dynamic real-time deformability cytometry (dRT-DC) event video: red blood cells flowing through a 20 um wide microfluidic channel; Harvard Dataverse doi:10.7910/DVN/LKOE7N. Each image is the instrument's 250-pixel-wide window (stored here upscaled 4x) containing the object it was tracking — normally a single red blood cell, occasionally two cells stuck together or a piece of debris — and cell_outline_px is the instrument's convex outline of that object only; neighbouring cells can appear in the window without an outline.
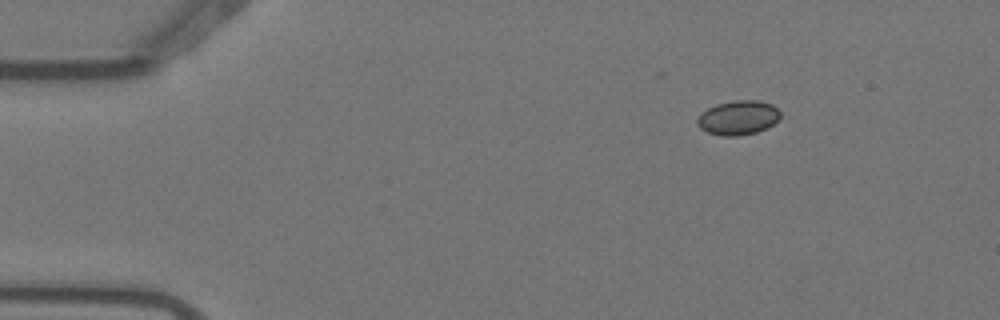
{"species": "Egyptian fruit bat (a non-hibernating species)", "species_latin": "Rousettus aegyptiacus", "temperature_condition": "warm", "stored_images_in_passage": 7, "camera_frame_rate_fps": 3000, "um_per_image_px": 0.085, "animal": {"sex": "female"}, "frame": {"image": 1, "passage_image": 3, "time_ms": 0.667, "image_size_px": [1000, 320], "cell_outline_px": [[780, 116], [768, 128], [756, 132], [736, 136], [724, 136], [708, 132], [700, 128], [696, 124], [696, 120], [708, 108], [716, 104], [732, 100], [756, 100], [772, 104], [780, 112]], "centroid_in_image_um": [62.74, 10.0], "position_along_channel_um": 22.3, "area_um2": 16.47}}
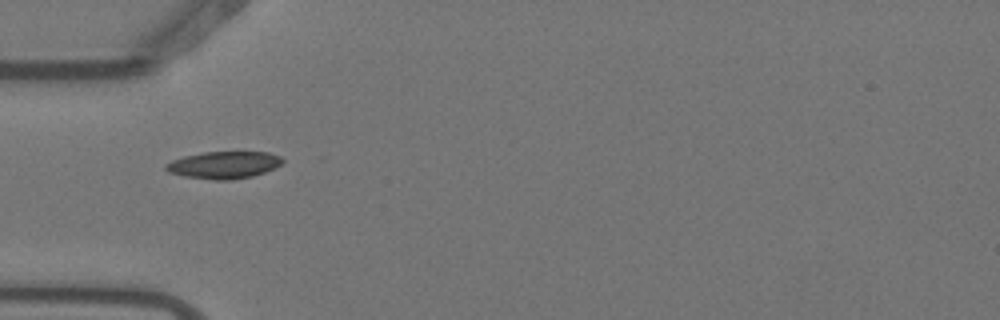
{"frame": {"image": 2, "passage_image": 6, "time_ms": 1.667, "image_size_px": [1000, 320], "cell_outline_px": [[284, 160], [280, 164], [264, 172], [252, 176], [232, 180], [216, 180], [184, 176], [168, 172], [164, 168], [164, 164], [172, 160], [184, 156], [204, 152], [268, 152], [280, 156]], "centroid_in_image_um": [18.99, 14.02], "position_along_channel_um": 66.0, "area_um2": 18.38}}
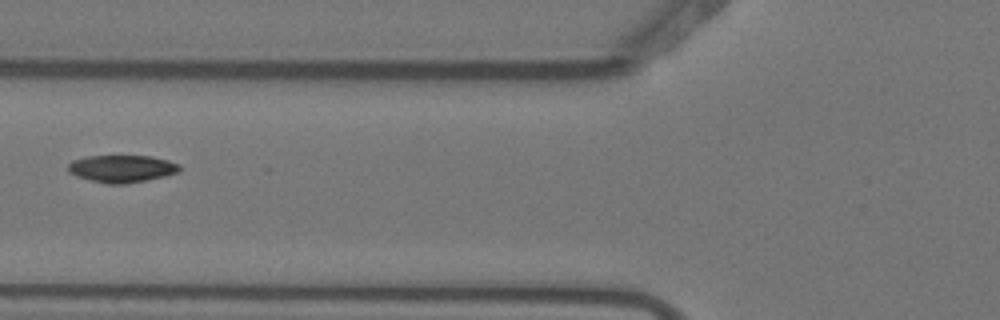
{"frame": {"image": 3, "passage_image": 7, "time_ms": 2.0, "image_size_px": [1000, 320], "cell_outline_px": [[180, 172], [164, 176], [128, 184], [108, 184], [76, 176], [68, 172], [68, 164], [72, 160], [88, 156], [152, 156], [168, 160], [180, 164]], "centroid_in_image_um": [10.37, 14.33], "position_along_channel_um": 115.4, "area_um2": 17.8}}